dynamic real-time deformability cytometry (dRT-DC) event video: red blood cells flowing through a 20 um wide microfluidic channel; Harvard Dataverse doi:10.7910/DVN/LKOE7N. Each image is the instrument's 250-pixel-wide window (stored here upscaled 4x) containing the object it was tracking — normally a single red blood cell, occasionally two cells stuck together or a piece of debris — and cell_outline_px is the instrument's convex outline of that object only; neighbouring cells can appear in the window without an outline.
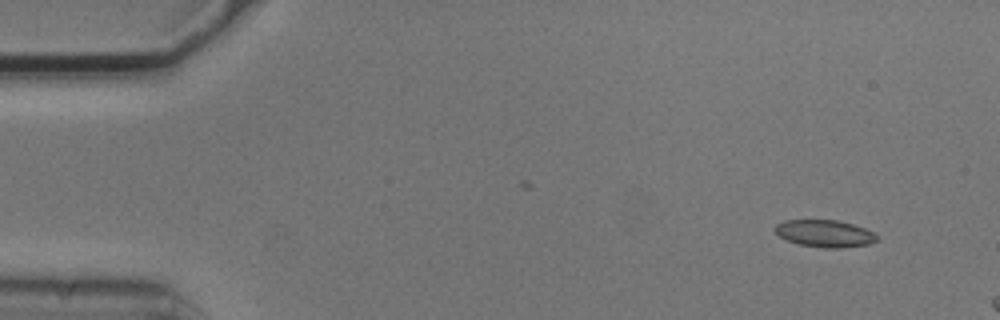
{"species": "common noctule bat (a hibernating species)", "species_latin": "Nyctalus noctula", "temperature_condition": "cold", "stored_images_in_passage": 3, "camera_frame_rate_fps": 3000, "um_per_image_px": 0.085, "animal": {"sex": "male", "body_mass_g": 20.5, "forearm_length_mm": 52.5}, "frame": {"image": 1, "passage_image": 2, "time_ms": 0.333, "image_size_px": [1000, 320], "cell_outline_px": [[880, 240], [868, 244], [840, 248], [824, 248], [796, 244], [780, 236], [772, 228], [776, 224], [784, 220], [836, 220], [852, 224], [864, 228], [880, 236]], "centroid_in_image_um": [70.11, 19.85], "position_along_channel_um": 14.9, "area_um2": 16.24}}